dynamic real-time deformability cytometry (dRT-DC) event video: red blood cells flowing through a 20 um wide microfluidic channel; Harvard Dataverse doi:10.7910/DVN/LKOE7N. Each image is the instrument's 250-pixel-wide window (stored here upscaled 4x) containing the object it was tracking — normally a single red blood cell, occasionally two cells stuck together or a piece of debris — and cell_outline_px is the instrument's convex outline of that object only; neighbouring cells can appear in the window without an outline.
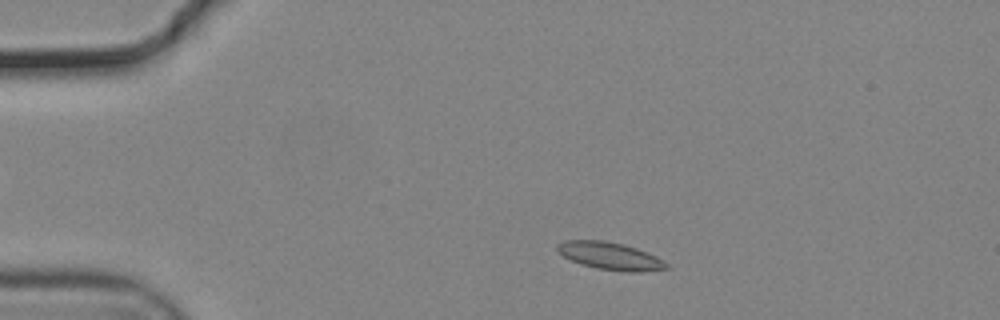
{"species": "common noctule bat (a hibernating species)", "species_latin": "Nyctalus noctula", "temperature_condition": "cold", "stored_images_in_passage": 24, "camera_frame_rate_fps": 3000, "um_per_image_px": 0.085, "animal": {"sex": "male", "body_mass_g": 19.2, "forearm_length_mm": 51.8}, "frame": {"image": 1, "passage_image": 6, "time_ms": 1.667, "image_size_px": [1000, 320], "cell_outline_px": [[668, 268], [640, 272], [628, 272], [596, 268], [580, 264], [564, 256], [556, 248], [556, 244], [564, 240], [604, 240], [624, 244], [636, 248], [656, 256], [668, 264]], "centroid_in_image_um": [51.85, 21.75], "position_along_channel_um": 33.2, "area_um2": 17.4}}